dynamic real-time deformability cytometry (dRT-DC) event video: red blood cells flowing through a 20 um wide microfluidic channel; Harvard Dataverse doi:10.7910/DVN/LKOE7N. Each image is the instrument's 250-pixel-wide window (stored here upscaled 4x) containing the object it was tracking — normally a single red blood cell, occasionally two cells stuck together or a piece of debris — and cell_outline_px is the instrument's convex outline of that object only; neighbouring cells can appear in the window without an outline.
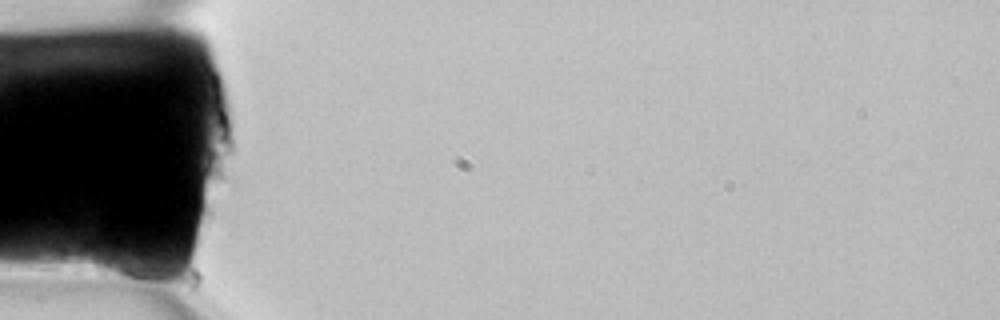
{"species": "common noctule bat (a hibernating species)", "species_latin": "Nyctalus noctula", "temperature_condition": "room temperature", "stored_images_in_passage": 3, "camera_frame_rate_fps": 3000, "um_per_image_px": 0.085, "animal": {"sex": "female", "body_mass_g": 22.7, "forearm_length_mm": 54.2}, "frame": {"image": 1, "passage_image": 1, "time_ms": 0.0, "image_size_px": [1000, 320], "cell_outline_px": [[160, 288], [96, 272], [92, 264], [92, 256], [96, 244], [140, 256], [160, 276]], "centroid_in_image_um": [10.54, 22.62], "position_along_channel_um": 74.5, "area_um2": 12.08}}